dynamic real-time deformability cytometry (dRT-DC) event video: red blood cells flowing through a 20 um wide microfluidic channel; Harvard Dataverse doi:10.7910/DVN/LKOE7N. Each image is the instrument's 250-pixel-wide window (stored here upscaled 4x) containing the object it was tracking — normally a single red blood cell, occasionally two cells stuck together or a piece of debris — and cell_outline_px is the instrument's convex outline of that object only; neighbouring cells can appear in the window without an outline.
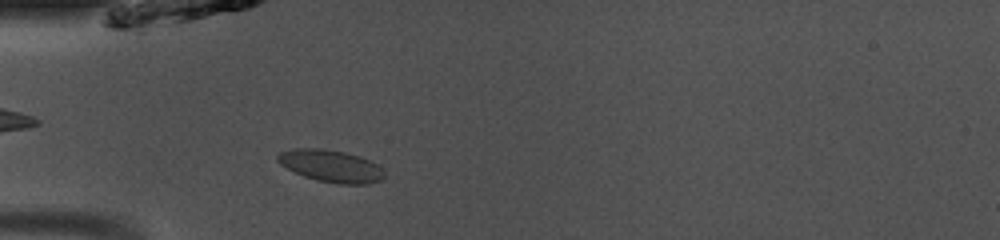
{"species": "common noctule bat (a hibernating species)", "species_latin": "Nyctalus noctula", "temperature_condition": "room temperature", "stored_images_in_passage": 38, "camera_frame_rate_fps": 3000, "um_per_image_px": 0.085, "animal": {"sex": "male", "body_mass_g": 13.0, "forearm_length_mm": 53.1}, "frame": {"image": 1, "passage_image": 4, "time_ms": 1.0, "image_size_px": [1000, 240], "cell_outline_px": [[384, 176], [380, 180], [368, 184], [336, 184], [316, 180], [304, 176], [280, 164], [276, 160], [276, 156], [280, 152], [296, 148], [320, 148], [344, 152], [360, 156], [376, 164], [384, 172]], "centroid_in_image_um": [28.11, 14.11], "position_along_channel_um": 56.9, "area_um2": 19.88}}
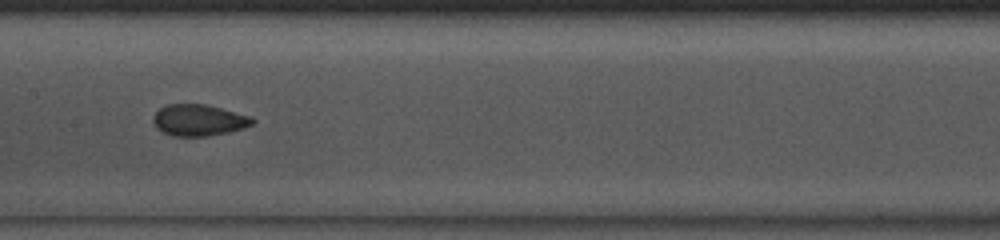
{"frame": {"image": 2, "passage_image": 14, "time_ms": 4.333, "image_size_px": [1000, 240], "cell_outline_px": [[256, 120], [252, 124], [244, 128], [228, 132], [208, 136], [172, 136], [156, 128], [152, 120], [152, 116], [160, 108], [168, 104], [204, 104], [252, 116]], "centroid_in_image_um": [16.89, 10.21], "position_along_channel_um": 190.5, "area_um2": 18.21}}
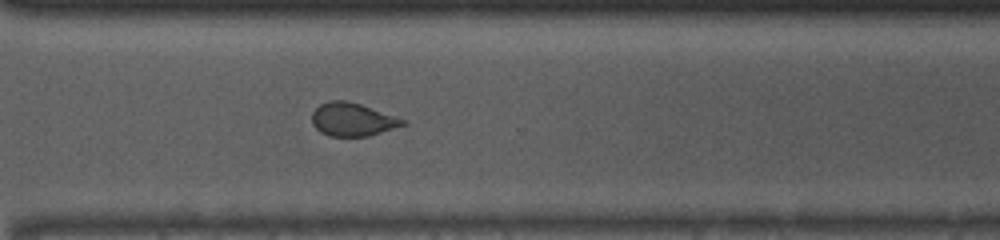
{"frame": {"image": 3, "passage_image": 25, "time_ms": 8.0, "image_size_px": [1000, 240], "cell_outline_px": [[408, 124], [368, 136], [328, 136], [320, 132], [312, 124], [312, 112], [320, 104], [328, 100], [344, 100], [360, 104], [408, 120]], "centroid_in_image_um": [29.97, 10.15], "position_along_channel_um": 340.6, "area_um2": 17.69}, "authors_computed_cell_mechanics": {"area_um2": 18.4093, "velocity_mm_per_s": 4.1143, "shape_relaxation_time_tau1_ms": null, "shape_relaxation_time_tau2_ms": 1.5203, "deformation_change_tau1": null, "deformation_change_tau2": 0.0366}}